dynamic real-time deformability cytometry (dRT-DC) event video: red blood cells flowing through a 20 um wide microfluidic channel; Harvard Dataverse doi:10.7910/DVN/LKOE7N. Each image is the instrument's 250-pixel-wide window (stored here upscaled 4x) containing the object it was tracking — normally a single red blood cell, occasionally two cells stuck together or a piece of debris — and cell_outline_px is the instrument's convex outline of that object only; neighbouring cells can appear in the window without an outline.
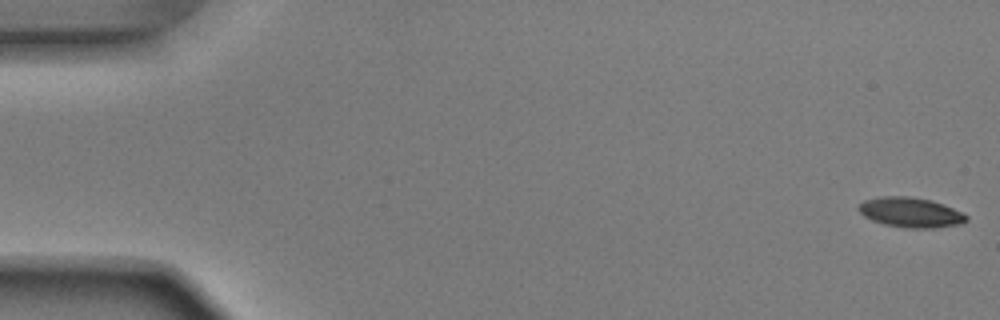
{"species": "Egyptian fruit bat (a non-hibernating species)", "species_latin": "Rousettus aegyptiacus", "temperature_condition": "room temperature", "stored_images_in_passage": 52, "camera_frame_rate_fps": 3000, "um_per_image_px": 0.085, "animal": {"sex": "male"}, "frame": {"image": 1, "passage_image": 1, "time_ms": 0.0, "image_size_px": [1000, 320], "cell_outline_px": [[968, 220], [960, 224], [932, 228], [904, 228], [884, 224], [872, 220], [864, 216], [856, 208], [864, 200], [884, 196], [908, 196], [928, 200], [964, 212], [968, 216]], "centroid_in_image_um": [77.39, 18.06], "position_along_channel_um": 7.6, "area_um2": 18.67}}
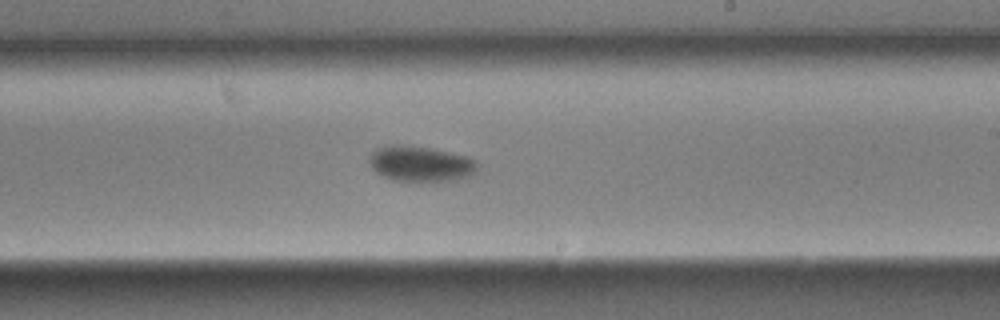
{"frame": {"image": 2, "passage_image": 31, "time_ms": 10.0, "image_size_px": [1000, 320], "cell_outline_px": [[476, 172], [472, 176], [464, 180], [420, 184], [392, 180], [376, 172], [368, 164], [368, 156], [376, 148], [388, 144], [404, 144], [432, 148], [468, 156], [476, 160]], "centroid_in_image_um": [35.76, 13.96], "position_along_channel_um": 253.2, "area_um2": 23.76}}
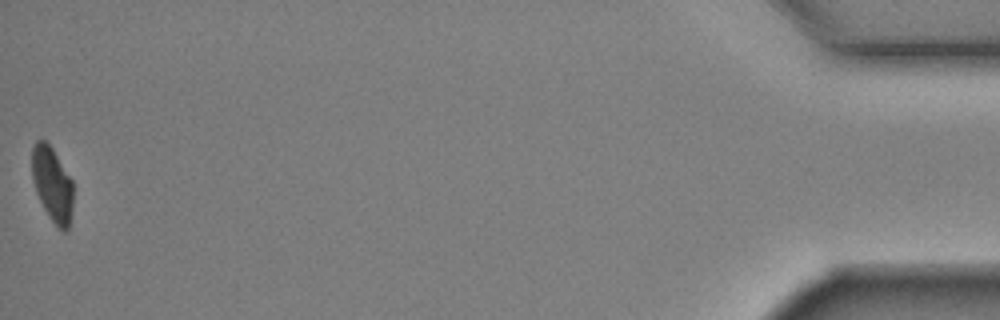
{"frame": {"image": 3, "passage_image": 52, "time_ms": 17.0, "image_size_px": [1000, 320], "cell_outline_px": [[72, 212], [68, 232], [64, 232], [48, 216], [36, 192], [32, 180], [32, 148], [36, 140], [44, 140], [52, 148], [72, 180]], "centroid_in_image_um": [4.44, 15.68], "position_along_channel_um": 430.8, "area_um2": 17.8}, "authors_computed_cell_mechanics": {"area_um2": 20.4323, "velocity_mm_per_s": 3.9105, "shape_relaxation_time_tau1_ms": 2.882, "shape_relaxation_time_tau2_ms": null, "deformation_change_tau1": 0.1243, "deformation_change_tau2": null}}